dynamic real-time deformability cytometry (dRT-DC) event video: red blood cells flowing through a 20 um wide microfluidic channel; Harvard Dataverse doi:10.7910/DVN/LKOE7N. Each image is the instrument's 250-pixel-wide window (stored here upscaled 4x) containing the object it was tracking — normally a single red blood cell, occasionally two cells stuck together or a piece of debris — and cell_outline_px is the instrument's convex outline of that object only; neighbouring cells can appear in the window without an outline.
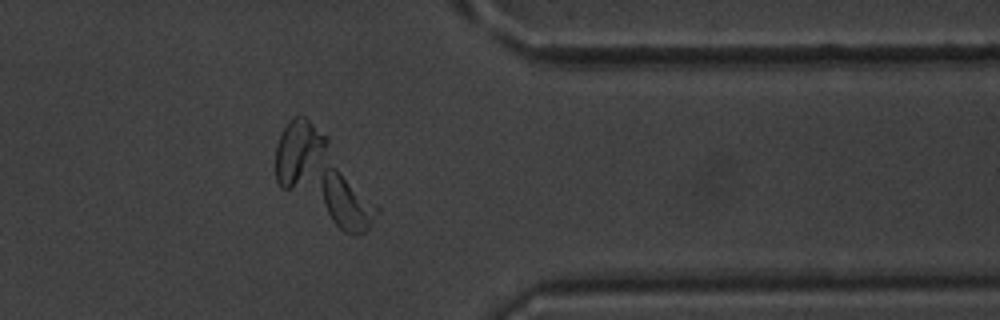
{"species": "common noctule bat (a hibernating species)", "species_latin": "Nyctalus noctula", "temperature_condition": "warm", "stored_images_in_passage": 51, "camera_frame_rate_fps": 3000, "um_per_image_px": 0.085, "animal": {"sex": "male", "body_mass_g": 20.1, "forearm_length_mm": 53.5}, "frame": {"image": 1, "passage_image": 42, "time_ms": 13.667, "image_size_px": [1000, 320], "cell_outline_px": [[380, 212], [368, 228], [360, 236], [356, 236], [344, 232], [332, 220], [324, 204], [320, 184], [320, 176], [324, 168], [336, 168], [380, 208]], "centroid_in_image_um": [29.49, 17.25], "position_along_channel_um": 381.9, "area_um2": 17.74}}